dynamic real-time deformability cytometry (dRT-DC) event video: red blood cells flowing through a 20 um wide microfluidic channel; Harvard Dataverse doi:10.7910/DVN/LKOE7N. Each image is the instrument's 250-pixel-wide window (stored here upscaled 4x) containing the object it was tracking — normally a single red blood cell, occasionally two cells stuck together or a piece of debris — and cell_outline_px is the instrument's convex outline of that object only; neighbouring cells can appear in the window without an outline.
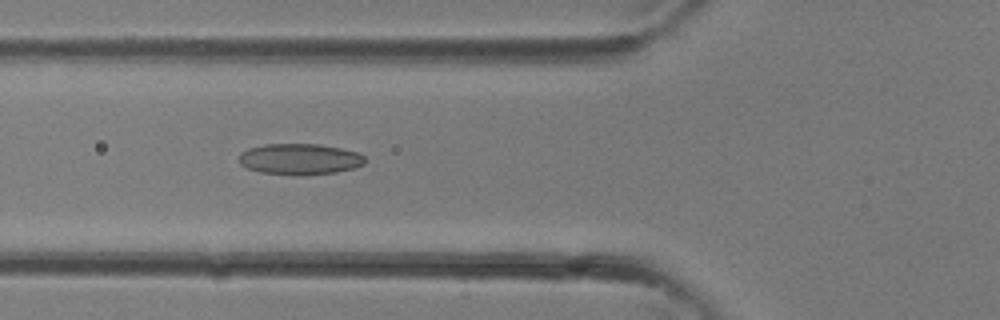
{"species": "common noctule bat (a hibernating species)", "species_latin": "Nyctalus noctula", "temperature_condition": "room temperature", "stored_images_in_passage": 12, "camera_frame_rate_fps": 3000, "um_per_image_px": 0.085, "animal": {"sex": "female"}, "frame": {"image": 1, "passage_image": 12, "time_ms": 3.667, "image_size_px": [1000, 320], "cell_outline_px": [[364, 164], [356, 168], [336, 172], [260, 172], [248, 168], [240, 164], [240, 152], [248, 148], [264, 144], [320, 144], [360, 152], [364, 156]], "centroid_in_image_um": [25.51, 13.46], "position_along_channel_um": 100.3, "area_um2": 21.91}}